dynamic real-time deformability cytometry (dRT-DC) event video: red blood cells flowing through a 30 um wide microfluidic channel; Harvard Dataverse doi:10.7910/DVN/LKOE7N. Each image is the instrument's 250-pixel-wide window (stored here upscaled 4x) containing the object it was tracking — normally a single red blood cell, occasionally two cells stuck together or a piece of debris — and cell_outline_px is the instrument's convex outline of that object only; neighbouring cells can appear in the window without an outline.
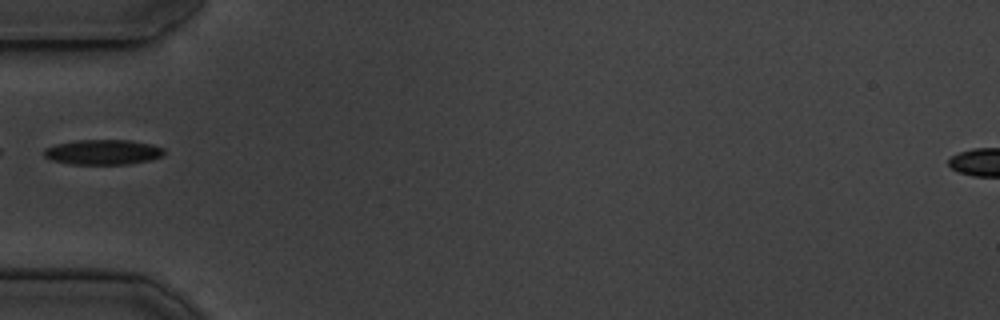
{"species": "common noctule bat (a hibernating species)", "species_latin": "Nyctalus noctula", "temperature_condition": "cold", "stored_images_in_passage": 35, "camera_frame_rate_fps": 3000, "um_per_image_px": 0.085, "animal": {"sex": "male", "body_mass_g": 19.5, "forearm_length_mm": 54.6}, "frame": {"image": 1, "passage_image": 1, "time_ms": 0.0, "image_size_px": [1000, 320], "cell_outline_px": [[164, 156], [152, 160], [128, 164], [72, 164], [52, 160], [44, 156], [44, 148], [56, 144], [76, 140], [128, 140], [152, 144], [164, 148]], "centroid_in_image_um": [8.78, 12.93], "position_along_channel_um": 76.2, "area_um2": 17.63}}